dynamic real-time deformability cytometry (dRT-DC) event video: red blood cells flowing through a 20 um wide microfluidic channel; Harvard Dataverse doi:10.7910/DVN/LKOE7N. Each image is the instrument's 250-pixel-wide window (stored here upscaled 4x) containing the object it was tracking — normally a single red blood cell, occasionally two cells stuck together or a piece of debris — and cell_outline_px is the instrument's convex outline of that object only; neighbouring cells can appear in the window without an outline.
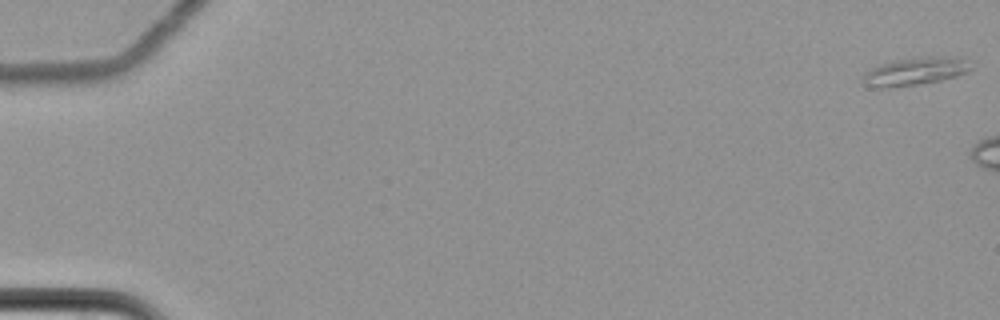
{"species": "common noctule bat (a hibernating species)", "species_latin": "Nyctalus noctula", "temperature_condition": "cold", "stored_images_in_passage": 7, "camera_frame_rate_fps": 3000, "um_per_image_px": 0.085, "animal": {"sex": "female", "body_mass_g": 22.7, "forearm_length_mm": 54.2}, "frame": {"image": 1, "passage_image": 1, "time_ms": 0.0, "image_size_px": [1000, 320], "cell_outline_px": [[972, 68], [968, 72], [956, 76], [940, 80], [916, 84], [884, 88], [880, 88], [860, 84], [860, 80], [864, 72], [880, 64], [896, 60], [920, 56], [960, 56]], "centroid_in_image_um": [77.74, 6.05], "position_along_channel_um": 7.3, "area_um2": 17.69}}